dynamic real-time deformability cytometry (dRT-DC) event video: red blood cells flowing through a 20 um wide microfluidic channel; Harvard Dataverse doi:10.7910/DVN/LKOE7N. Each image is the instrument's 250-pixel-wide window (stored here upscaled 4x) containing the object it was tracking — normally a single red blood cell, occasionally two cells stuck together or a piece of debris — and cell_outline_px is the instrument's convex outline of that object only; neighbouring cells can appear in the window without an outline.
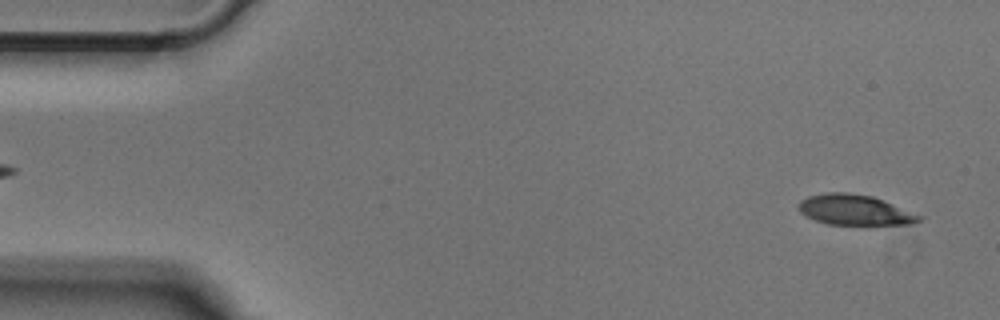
{"species": "Egyptian fruit bat (a non-hibernating species)", "species_latin": "Rousettus aegyptiacus", "temperature_condition": "cold", "stored_images_in_passage": 50, "camera_frame_rate_fps": 3000, "um_per_image_px": 0.085, "animal": {"sex": "male"}, "frame": {"image": 1, "passage_image": 2, "time_ms": 0.333, "image_size_px": [1000, 320], "cell_outline_px": [[924, 216], [920, 220], [912, 224], [828, 224], [816, 220], [800, 212], [796, 204], [800, 200], [808, 196], [824, 192], [848, 192], [872, 196]], "centroid_in_image_um": [72.63, 17.83], "position_along_channel_um": 12.4, "area_um2": 21.27}}
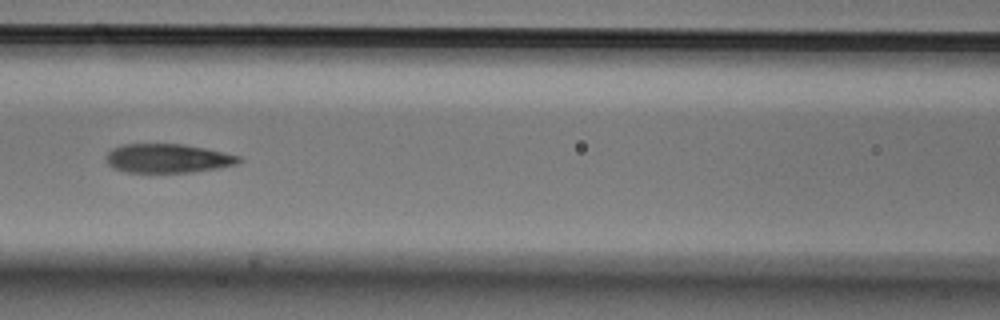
{"frame": {"image": 2, "passage_image": 21, "time_ms": 6.667, "image_size_px": [1000, 320], "cell_outline_px": [[244, 160], [236, 164], [216, 168], [192, 172], [124, 172], [112, 168], [104, 160], [104, 156], [112, 148], [124, 144], [184, 144], [204, 148], [240, 156]], "centroid_in_image_um": [14.2, 13.46], "position_along_channel_um": 152.4, "area_um2": 22.48}}
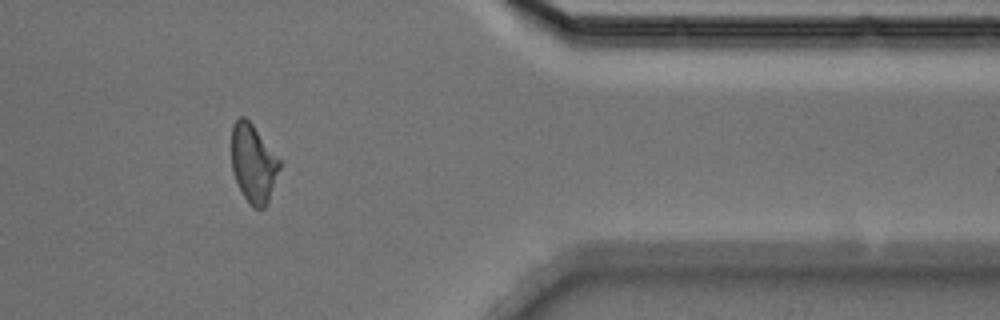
{"frame": {"image": 3, "passage_image": 41, "time_ms": 13.333, "image_size_px": [1000, 320], "cell_outline_px": [[284, 160], [268, 200], [264, 208], [252, 208], [244, 196], [232, 172], [232, 124], [240, 116], [244, 116], [252, 124]], "centroid_in_image_um": [21.58, 13.85], "position_along_channel_um": 389.8, "area_um2": 22.31}}